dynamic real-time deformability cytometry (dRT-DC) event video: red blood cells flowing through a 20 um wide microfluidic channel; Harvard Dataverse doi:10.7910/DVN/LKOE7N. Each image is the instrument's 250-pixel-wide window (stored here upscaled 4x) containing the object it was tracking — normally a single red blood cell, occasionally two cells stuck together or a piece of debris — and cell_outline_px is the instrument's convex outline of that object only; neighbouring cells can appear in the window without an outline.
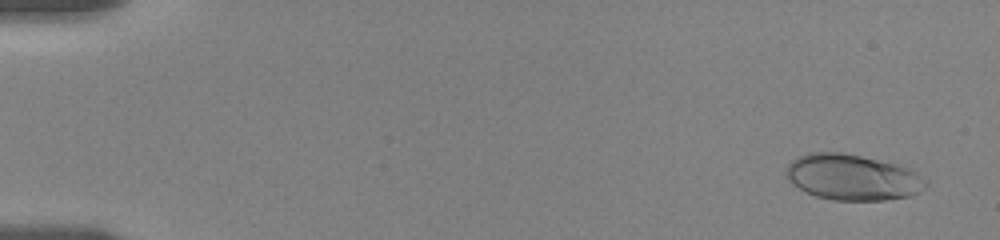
{"species": "human", "species_latin": "Homo sapiens", "temperature_condition": "room temperature", "stored_images_in_passage": 41, "camera_frame_rate_fps": 3000, "um_per_image_px": 0.085, "donor": {"sex": "female"}, "frame": {"image": 1, "passage_image": 2, "time_ms": 0.333, "image_size_px": [1000, 240], "cell_outline_px": [[928, 188], [912, 196], [884, 200], [832, 200], [816, 196], [792, 184], [784, 176], [784, 172], [788, 164], [796, 156], [808, 152], [840, 152], [860, 156], [896, 164], [912, 168], [928, 180]], "centroid_in_image_um": [72.49, 15.07], "position_along_channel_um": 12.5, "area_um2": 37.86}}
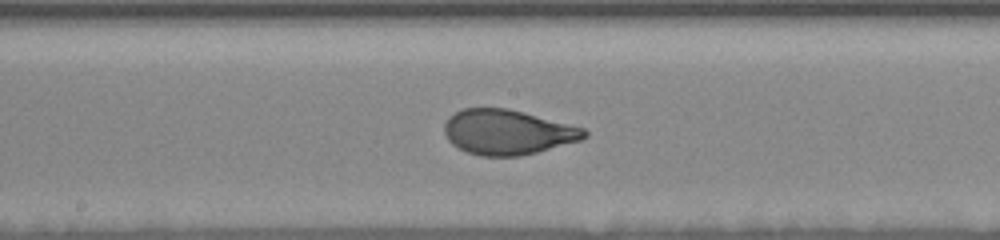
{"frame": {"image": 2, "passage_image": 23, "time_ms": 9.667, "image_size_px": [1000, 240], "cell_outline_px": [[588, 136], [580, 140], [536, 152], [520, 156], [480, 156], [468, 152], [452, 144], [448, 140], [444, 132], [444, 124], [448, 116], [464, 108], [508, 108], [524, 112], [584, 128], [588, 132]], "centroid_in_image_um": [43.12, 11.23], "position_along_channel_um": 205.1, "area_um2": 36.53}}
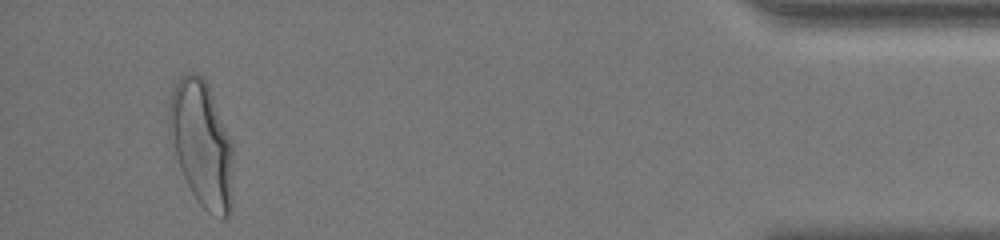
{"frame": {"image": 3, "passage_image": 39, "time_ms": 17.333, "image_size_px": [1000, 240], "cell_outline_px": [[232, 212], [224, 220], [208, 212], [196, 200], [180, 168], [176, 156], [168, 124], [168, 108], [172, 92], [180, 72], [196, 72], [204, 76], [208, 84], [232, 144]], "centroid_in_image_um": [17.14, 12.2], "position_along_channel_um": 418.1, "area_um2": 47.05}, "authors_computed_cell_mechanics": {"area_um2": 37.1654, "velocity_mm_per_s": 3.5535, "shape_relaxation_time_tau1_ms": 4.287, "shape_relaxation_time_tau2_ms": null, "deformation_change_tau1": 0.1963, "deformation_change_tau2": null}}